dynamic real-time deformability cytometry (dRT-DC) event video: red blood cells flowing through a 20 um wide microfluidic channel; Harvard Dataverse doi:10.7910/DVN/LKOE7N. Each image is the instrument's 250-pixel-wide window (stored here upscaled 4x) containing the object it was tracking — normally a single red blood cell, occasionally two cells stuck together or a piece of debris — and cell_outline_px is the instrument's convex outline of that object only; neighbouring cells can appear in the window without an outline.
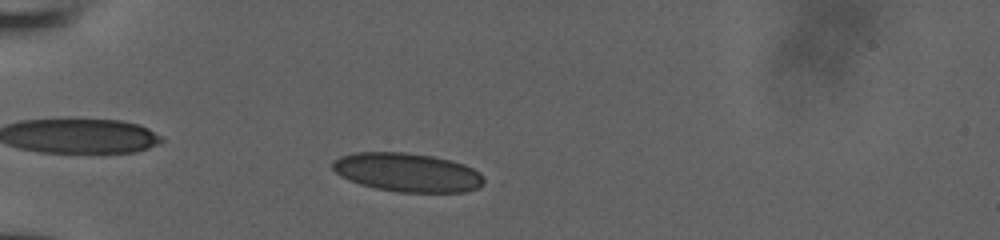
{"species": "human", "species_latin": "Homo sapiens", "temperature_condition": "room temperature", "stored_images_in_passage": 39, "camera_frame_rate_fps": 3000, "um_per_image_px": 0.085, "donor": {"sex": "male"}, "frame": {"image": 1, "passage_image": 4, "time_ms": 1.0, "image_size_px": [1000, 240], "cell_outline_px": [[484, 184], [480, 188], [464, 192], [400, 192], [376, 188], [360, 184], [348, 180], [340, 176], [332, 168], [332, 160], [340, 156], [356, 152], [404, 152], [432, 156], [464, 164], [480, 172], [484, 176]], "centroid_in_image_um": [34.63, 14.65], "position_along_channel_um": 50.4, "area_um2": 34.33}}
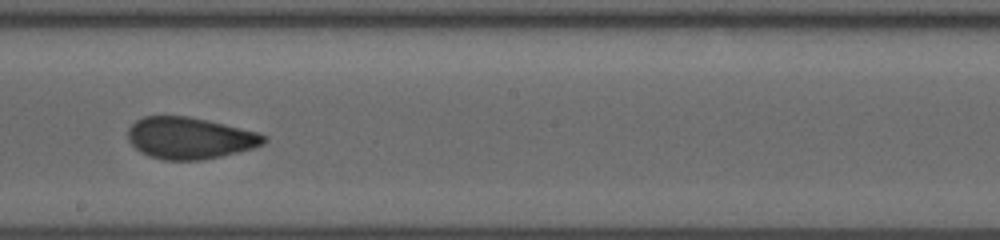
{"frame": {"image": 2, "passage_image": 19, "time_ms": 6.0, "image_size_px": [1000, 240], "cell_outline_px": [[268, 140], [264, 144], [252, 148], [204, 160], [164, 160], [148, 156], [140, 152], [128, 140], [128, 128], [136, 120], [144, 116], [188, 116], [208, 120], [256, 132], [268, 136]], "centroid_in_image_um": [16.11, 11.74], "position_along_channel_um": 232.1, "area_um2": 33.0}}
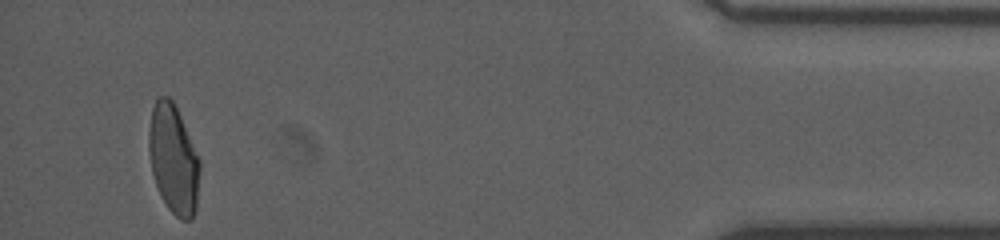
{"frame": {"image": 3, "passage_image": 37, "time_ms": 12.0, "image_size_px": [1000, 240], "cell_outline_px": [[200, 172], [196, 212], [192, 220], [184, 220], [176, 216], [168, 208], [160, 196], [152, 172], [148, 148], [148, 132], [152, 108], [156, 96], [168, 96], [172, 100], [180, 116], [200, 160]], "centroid_in_image_um": [14.74, 13.55], "position_along_channel_um": 420.5, "area_um2": 32.54}}